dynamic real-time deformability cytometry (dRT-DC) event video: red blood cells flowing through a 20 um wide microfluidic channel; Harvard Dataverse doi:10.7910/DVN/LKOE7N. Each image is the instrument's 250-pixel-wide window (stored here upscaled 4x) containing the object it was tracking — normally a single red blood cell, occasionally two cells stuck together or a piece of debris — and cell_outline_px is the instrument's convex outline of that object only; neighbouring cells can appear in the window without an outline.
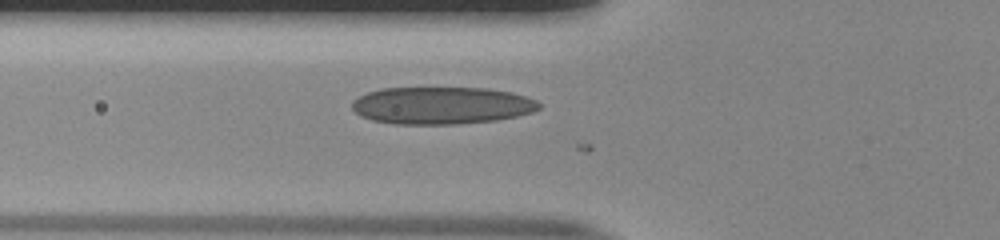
{"species": "human", "species_latin": "Homo sapiens", "temperature_condition": "room temperature", "stored_images_in_passage": 37, "camera_frame_rate_fps": 3000, "um_per_image_px": 0.085, "donor": {"sex": "male"}, "frame": {"image": 1, "passage_image": 4, "time_ms": 1.0, "image_size_px": [1000, 240], "cell_outline_px": [[540, 108], [532, 112], [516, 116], [496, 120], [456, 124], [396, 124], [372, 120], [360, 116], [352, 108], [352, 100], [368, 92], [380, 88], [484, 88], [512, 92], [536, 100], [540, 104]], "centroid_in_image_um": [37.52, 8.96], "position_along_channel_um": 88.3, "area_um2": 40.63}}
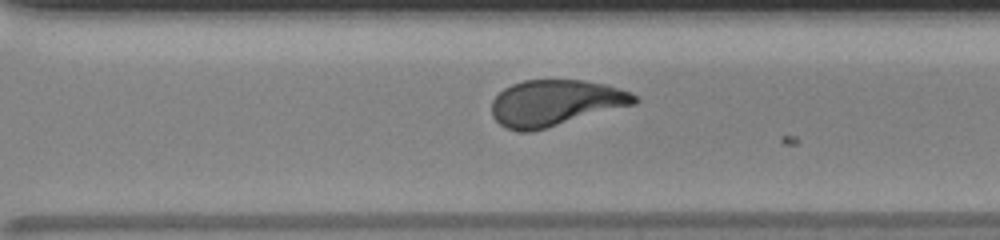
{"frame": {"image": 2, "passage_image": 22, "time_ms": 7.0, "image_size_px": [1000, 240], "cell_outline_px": [[640, 100], [636, 104], [532, 132], [520, 132], [508, 128], [500, 124], [492, 116], [492, 100], [504, 88], [512, 84], [524, 80], [584, 80], [604, 84], [632, 92]], "centroid_in_image_um": [47.22, 8.75], "position_along_channel_um": 323.4, "area_um2": 38.44}}
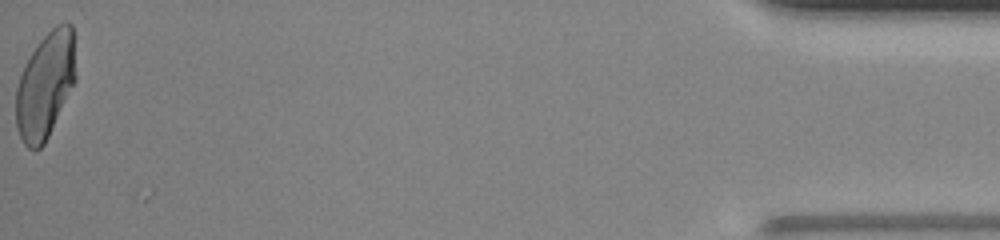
{"frame": {"image": 3, "passage_image": 37, "time_ms": 12.0, "image_size_px": [1000, 240], "cell_outline_px": [[76, 80], [44, 144], [40, 148], [28, 148], [24, 144], [16, 128], [16, 88], [20, 76], [32, 52], [40, 40], [56, 24], [72, 24], [76, 76]], "centroid_in_image_um": [3.85, 7.26], "position_along_channel_um": 431.3, "area_um2": 36.53}, "authors_computed_cell_mechanics": {"area_um2": 38.8994, "velocity_mm_per_s": 3.9176, "shape_relaxation_time_tau1_ms": 6.7283, "shape_relaxation_time_tau2_ms": 0.7869, "deformation_change_tau1": 0.2158, "deformation_change_tau2": 0.08}}